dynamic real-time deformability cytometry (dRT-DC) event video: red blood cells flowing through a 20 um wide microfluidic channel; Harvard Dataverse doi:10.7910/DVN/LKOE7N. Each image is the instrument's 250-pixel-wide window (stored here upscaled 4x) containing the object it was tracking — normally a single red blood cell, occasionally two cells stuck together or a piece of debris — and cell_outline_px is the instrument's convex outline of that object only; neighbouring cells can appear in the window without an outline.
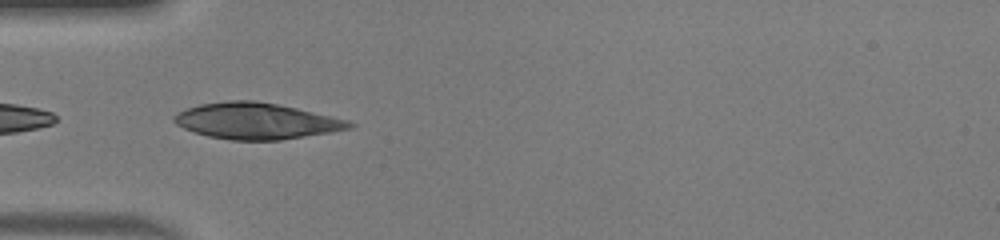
{"species": "human", "species_latin": "Homo sapiens", "temperature_condition": "warm", "stored_images_in_passage": 6, "camera_frame_rate_fps": 3000, "um_per_image_px": 0.085, "donor": {"sex": "male"}, "frame": {"image": 1, "passage_image": 1, "time_ms": 0.0, "image_size_px": [1000, 240], "cell_outline_px": [[356, 124], [352, 128], [332, 132], [280, 140], [232, 140], [208, 136], [184, 128], [176, 124], [172, 120], [172, 116], [176, 112], [200, 104], [228, 100], [256, 100], [296, 108], [348, 120]], "centroid_in_image_um": [21.77, 10.28], "position_along_channel_um": 63.2, "area_um2": 36.88}}
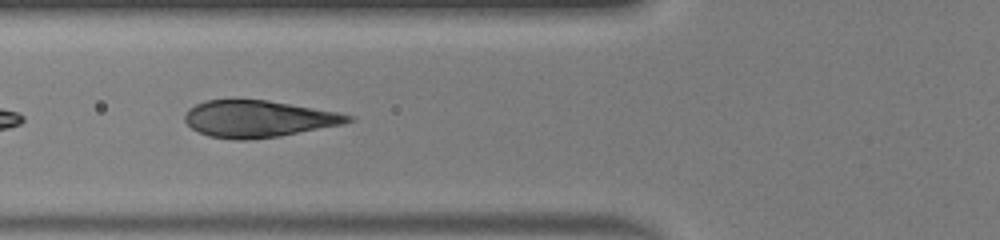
{"frame": {"image": 2, "passage_image": 4, "time_ms": 1.0, "image_size_px": [1000, 240], "cell_outline_px": [[356, 120], [344, 124], [280, 136], [244, 140], [236, 140], [208, 136], [192, 128], [184, 120], [184, 116], [188, 108], [204, 100], [268, 100], [336, 112], [356, 116]], "centroid_in_image_um": [21.97, 10.1], "position_along_channel_um": 103.8, "area_um2": 34.97}}